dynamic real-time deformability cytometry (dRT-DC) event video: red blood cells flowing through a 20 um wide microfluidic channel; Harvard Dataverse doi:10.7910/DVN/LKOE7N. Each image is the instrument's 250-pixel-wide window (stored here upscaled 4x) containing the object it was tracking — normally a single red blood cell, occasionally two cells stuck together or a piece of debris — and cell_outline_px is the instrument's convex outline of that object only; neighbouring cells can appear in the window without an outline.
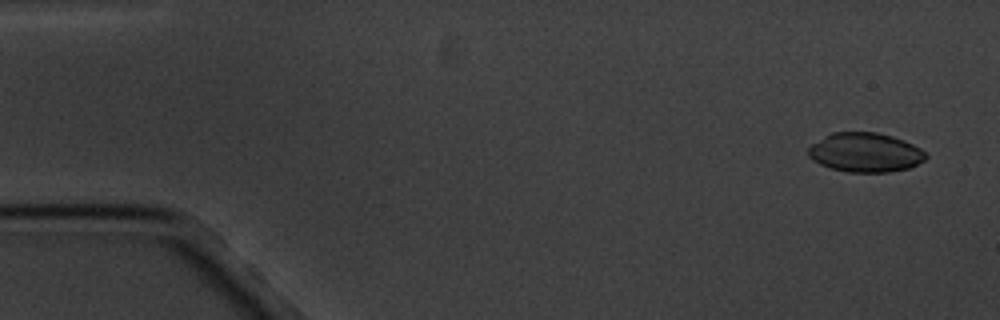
{"species": "common noctule bat (a hibernating species)", "species_latin": "Nyctalus noctula", "temperature_condition": "cold", "stored_images_in_passage": 5, "segment_of_instrument_passage": [1, 2], "camera_frame_rate_fps": 3000, "um_per_image_px": 0.085, "animal": {"sex": "male", "body_mass_g": 20.1, "forearm_length_mm": 53.5}, "frame": {"image": 1, "passage_image": 1, "time_ms": 0.0, "image_size_px": [1000, 320], "cell_outline_px": [[928, 156], [924, 160], [908, 168], [888, 172], [848, 172], [832, 168], [820, 164], [812, 160], [808, 156], [808, 148], [812, 144], [824, 136], [832, 132], [876, 132], [892, 136], [904, 140], [920, 148]], "centroid_in_image_um": [73.53, 12.95], "position_along_channel_um": 11.5, "area_um2": 26.82}}